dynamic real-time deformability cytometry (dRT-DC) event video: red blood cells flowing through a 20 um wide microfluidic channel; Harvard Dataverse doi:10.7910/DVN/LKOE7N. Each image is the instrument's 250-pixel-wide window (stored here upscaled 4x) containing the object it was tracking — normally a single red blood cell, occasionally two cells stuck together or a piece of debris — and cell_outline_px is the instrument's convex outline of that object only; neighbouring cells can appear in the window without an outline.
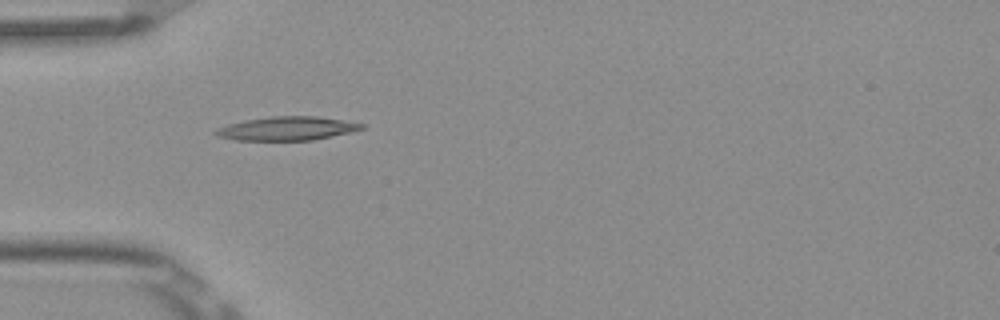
{"species": "Egyptian fruit bat (a non-hibernating species)", "species_latin": "Rousettus aegyptiacus", "temperature_condition": "room temperature", "stored_images_in_passage": 7, "camera_frame_rate_fps": 3000, "um_per_image_px": 0.085, "frame": {"image": 1, "passage_image": 5, "time_ms": 1.333, "image_size_px": [1000, 320], "cell_outline_px": [[364, 128], [352, 132], [312, 140], [236, 140], [216, 136], [212, 132], [216, 128], [228, 124], [244, 120], [272, 116], [316, 116], [364, 124]], "centroid_in_image_um": [24.34, 10.92], "position_along_channel_um": 60.7, "area_um2": 20.11}}
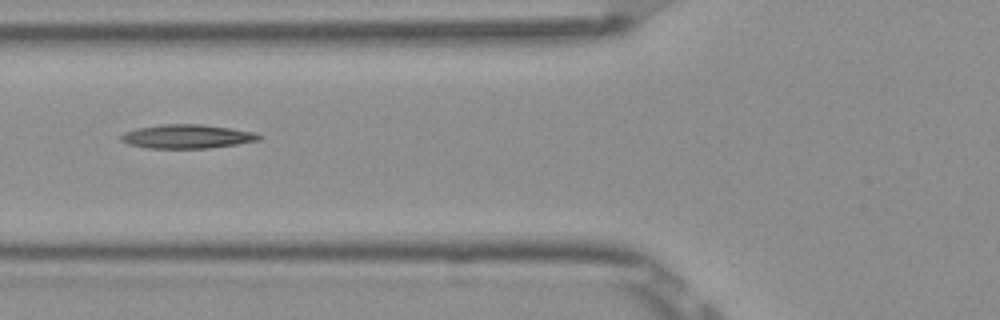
{"frame": {"image": 2, "passage_image": 6, "time_ms": 1.667, "image_size_px": [1000, 320], "cell_outline_px": [[264, 136], [260, 140], [236, 144], [208, 148], [144, 148], [128, 144], [120, 140], [120, 136], [124, 132], [136, 128], [160, 124], [200, 124], [228, 128], [252, 132]], "centroid_in_image_um": [15.85, 11.6], "position_along_channel_um": 110.0, "area_um2": 19.19}}
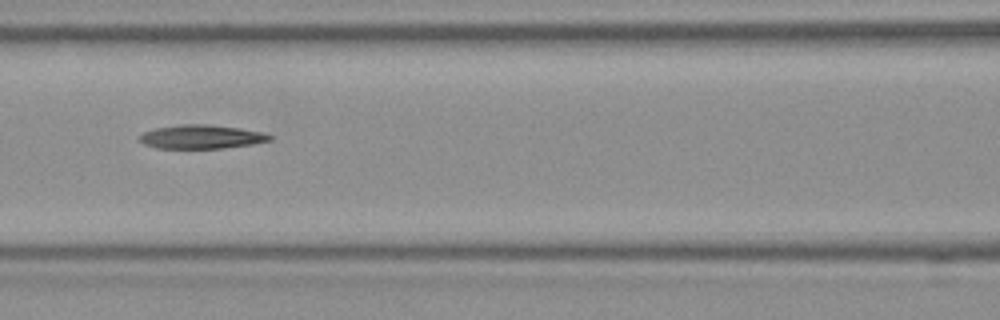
{"frame": {"image": 3, "passage_image": 7, "time_ms": 2.0, "image_size_px": [1000, 320], "cell_outline_px": [[272, 140], [252, 144], [220, 148], [156, 148], [144, 144], [136, 140], [144, 132], [156, 128], [180, 124], [208, 124], [240, 128], [264, 132], [272, 136]], "centroid_in_image_um": [17.11, 11.62], "position_along_channel_um": 149.5, "area_um2": 18.09}}